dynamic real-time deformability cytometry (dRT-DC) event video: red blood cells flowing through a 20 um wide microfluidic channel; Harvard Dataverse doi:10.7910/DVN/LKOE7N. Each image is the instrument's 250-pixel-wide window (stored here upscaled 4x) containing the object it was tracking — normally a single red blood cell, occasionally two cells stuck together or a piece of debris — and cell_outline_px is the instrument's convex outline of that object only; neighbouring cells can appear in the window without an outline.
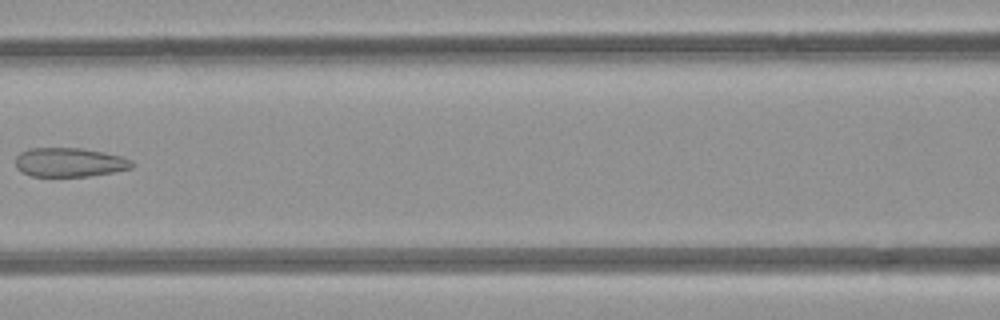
{"species": "common noctule bat (a hibernating species)", "species_latin": "Nyctalus noctula", "temperature_condition": "room temperature", "stored_images_in_passage": 7, "camera_frame_rate_fps": 3000, "um_per_image_px": 0.085, "animal": {"sex": "female", "body_mass_g": 21.9}, "frame": {"image": 1, "passage_image": 7, "time_ms": 7.0, "image_size_px": [1000, 320], "cell_outline_px": [[136, 164], [132, 168], [112, 172], [88, 176], [32, 176], [20, 172], [16, 168], [16, 156], [20, 152], [32, 148], [80, 148], [104, 152], [120, 156], [132, 160]], "centroid_in_image_um": [5.91, 13.8], "position_along_channel_um": 160.7, "area_um2": 19.77}}